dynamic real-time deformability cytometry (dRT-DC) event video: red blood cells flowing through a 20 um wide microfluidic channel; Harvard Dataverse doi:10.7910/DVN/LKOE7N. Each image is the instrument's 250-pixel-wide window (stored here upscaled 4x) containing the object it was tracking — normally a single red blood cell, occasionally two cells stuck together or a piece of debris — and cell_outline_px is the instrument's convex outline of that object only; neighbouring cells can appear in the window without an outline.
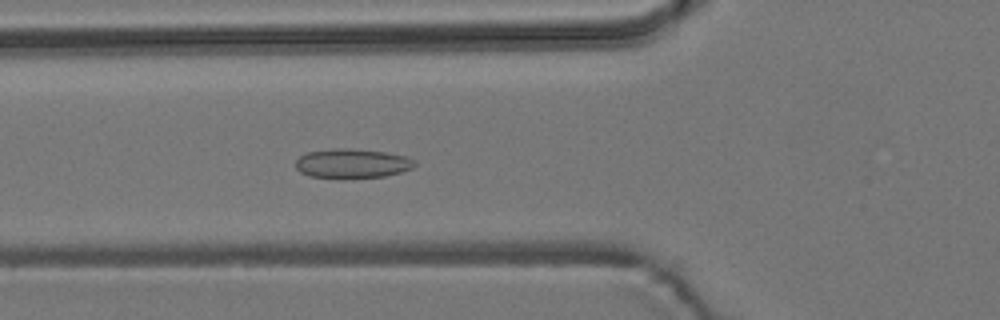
{"species": "common noctule bat (a hibernating species)", "species_latin": "Nyctalus noctula", "temperature_condition": "room temperature", "stored_images_in_passage": 55, "camera_frame_rate_fps": 3000, "um_per_image_px": 0.085, "animal": {"sex": "male", "body_mass_g": 19.2, "forearm_length_mm": 51.8}, "frame": {"image": 1, "passage_image": 20, "time_ms": 6.333, "image_size_px": [1000, 320], "cell_outline_px": [[416, 164], [412, 168], [400, 172], [384, 176], [312, 176], [300, 172], [296, 168], [296, 160], [300, 156], [308, 152], [336, 148], [348, 148], [384, 152], [404, 156], [416, 160]], "centroid_in_image_um": [29.95, 13.86], "position_along_channel_um": 95.9, "area_um2": 19.59}}
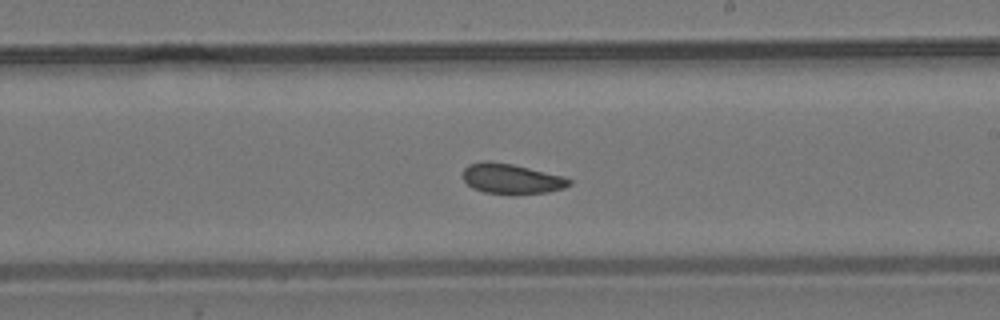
{"frame": {"image": 2, "passage_image": 32, "time_ms": 10.333, "image_size_px": [1000, 320], "cell_outline_px": [[572, 184], [564, 188], [548, 192], [516, 196], [512, 196], [484, 192], [472, 188], [464, 180], [464, 168], [468, 164], [484, 160], [512, 164], [564, 176], [572, 180]], "centroid_in_image_um": [43.5, 15.22], "position_along_channel_um": 245.5, "area_um2": 19.13}}
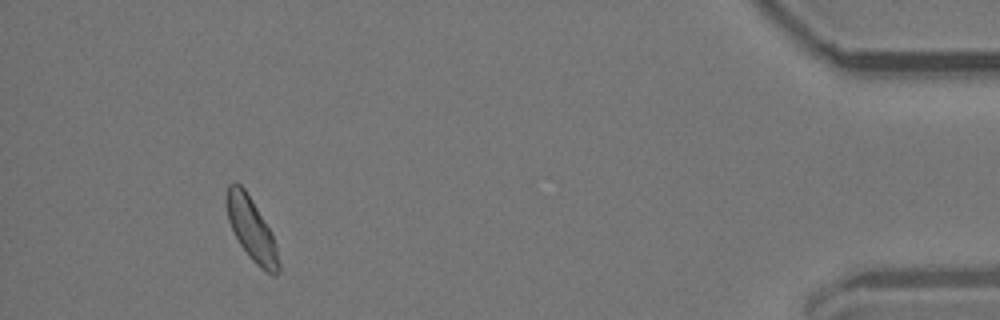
{"frame": {"image": 3, "passage_image": 51, "time_ms": 16.667, "image_size_px": [1000, 320], "cell_outline_px": [[280, 272], [276, 276], [272, 276], [260, 268], [248, 256], [240, 244], [228, 220], [224, 204], [228, 184], [240, 184], [244, 188], [252, 200], [272, 232], [276, 244], [280, 264]], "centroid_in_image_um": [21.39, 19.52], "position_along_channel_um": 413.8, "area_um2": 19.31}, "authors_computed_cell_mechanics": {"area_um2": 19.3052, "velocity_mm_per_s": 3.738, "shape_relaxation_time_tau1_ms": null, "shape_relaxation_time_tau2_ms": 2.9867, "deformation_change_tau1": null, "deformation_change_tau2": 0.0666}}